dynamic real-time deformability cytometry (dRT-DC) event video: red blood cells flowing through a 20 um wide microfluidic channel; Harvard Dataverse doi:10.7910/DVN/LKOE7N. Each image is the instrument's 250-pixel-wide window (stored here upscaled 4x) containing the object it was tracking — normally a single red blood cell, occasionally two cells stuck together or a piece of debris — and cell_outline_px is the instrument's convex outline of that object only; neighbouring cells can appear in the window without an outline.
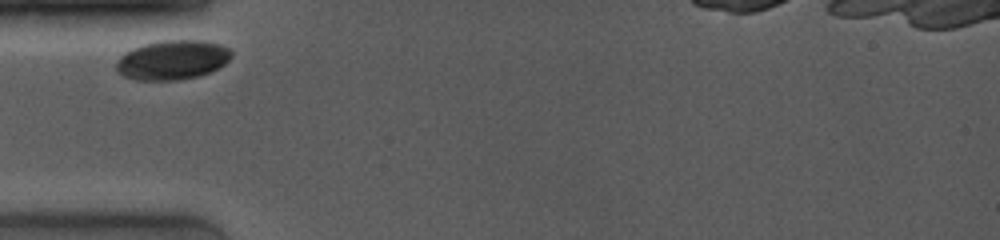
{"species": "common noctule bat (a hibernating species)", "species_latin": "Nyctalus noctula", "temperature_condition": "room temperature", "stored_images_in_passage": 52, "camera_frame_rate_fps": 4000, "um_per_image_px": 0.085, "animal": {"sex": "female", "body_mass_g": 19.0, "forearm_length_mm": 53.3}, "frame": {"image": 1, "passage_image": 1, "time_ms": 0.0, "image_size_px": [1000, 240], "cell_outline_px": [[232, 56], [224, 64], [200, 76], [176, 80], [136, 80], [124, 76], [116, 68], [116, 60], [124, 52], [132, 48], [144, 44], [160, 40], [204, 40], [220, 44], [228, 48], [232, 52]], "centroid_in_image_um": [14.64, 5.08], "position_along_channel_um": 70.4, "area_um2": 26.53}}
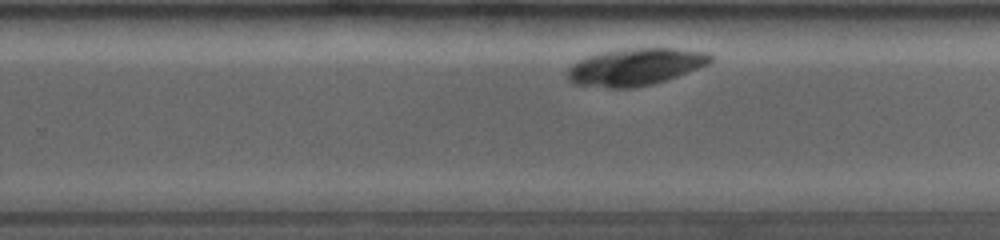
{"frame": {"image": 2, "passage_image": 41, "time_ms": 5.75, "image_size_px": [1000, 240], "cell_outline_px": [[712, 60], [708, 64], [676, 76], [652, 84], [632, 88], [608, 88], [572, 84], [568, 80], [568, 68], [572, 64], [588, 56], [600, 52], [628, 48], [676, 48], [708, 52], [712, 56]], "centroid_in_image_um": [53.98, 5.68], "position_along_channel_um": 275.8, "area_um2": 30.87}}
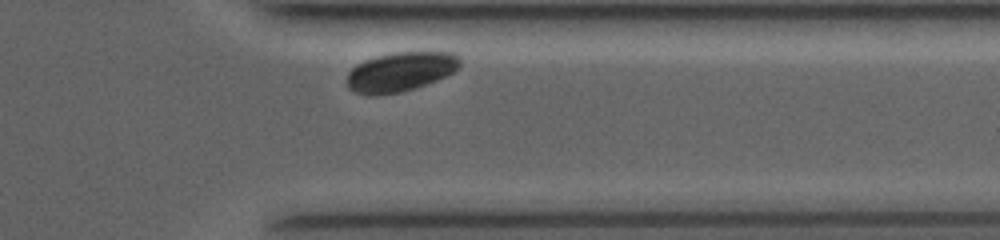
{"frame": {"image": 3, "passage_image": 50, "time_ms": 8.5, "image_size_px": [1000, 240], "cell_outline_px": [[460, 68], [436, 80], [400, 92], [372, 96], [352, 92], [348, 88], [348, 72], [356, 64], [364, 60], [376, 56], [392, 52], [456, 52], [460, 56]], "centroid_in_image_um": [34.03, 6.08], "position_along_channel_um": 377.4, "area_um2": 26.01}}